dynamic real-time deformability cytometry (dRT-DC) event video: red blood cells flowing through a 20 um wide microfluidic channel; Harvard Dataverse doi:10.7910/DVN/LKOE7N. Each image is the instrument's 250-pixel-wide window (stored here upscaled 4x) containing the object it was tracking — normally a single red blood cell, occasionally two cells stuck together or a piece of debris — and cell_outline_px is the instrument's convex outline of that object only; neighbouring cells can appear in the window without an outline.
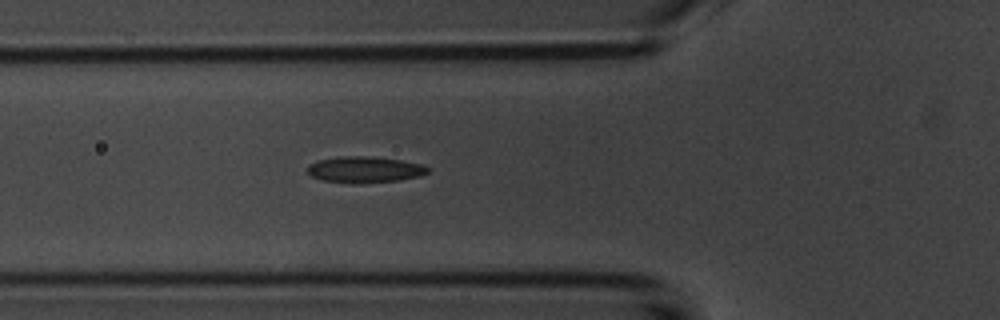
{"species": "common noctule bat (a hibernating species)", "species_latin": "Nyctalus noctula", "temperature_condition": "room temperature", "stored_images_in_passage": 40, "camera_frame_rate_fps": 3000, "um_per_image_px": 0.085, "animal": {"sex": "male", "body_mass_g": 20.1, "forearm_length_mm": 53.5}, "frame": {"image": 1, "passage_image": 5, "time_ms": 1.333, "image_size_px": [1000, 320], "cell_outline_px": [[428, 172], [420, 176], [400, 180], [360, 184], [352, 184], [324, 180], [312, 176], [308, 172], [308, 164], [316, 160], [340, 156], [364, 156], [400, 160], [424, 164], [428, 168]], "centroid_in_image_um": [30.99, 14.42], "position_along_channel_um": 94.8, "area_um2": 18.5}}
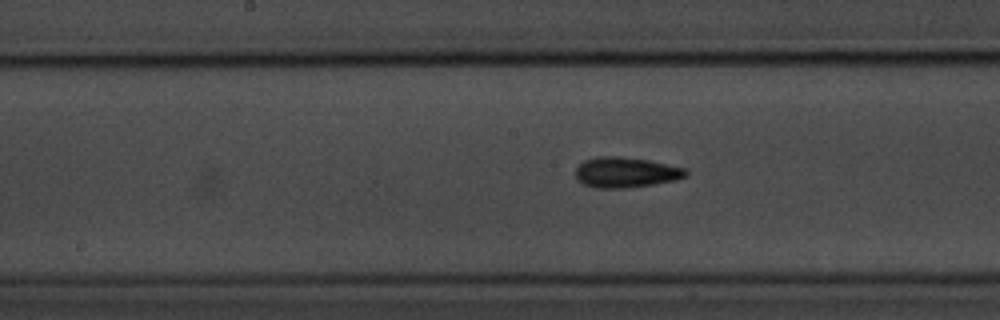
{"frame": {"image": 2, "passage_image": 13, "time_ms": 4.0, "image_size_px": [1000, 320], "cell_outline_px": [[688, 176], [676, 180], [652, 184], [624, 188], [596, 188], [584, 184], [576, 176], [576, 168], [584, 160], [600, 156], [620, 156], [648, 160], [688, 168]], "centroid_in_image_um": [53.24, 14.64], "position_along_channel_um": 195.0, "area_um2": 19.54}}
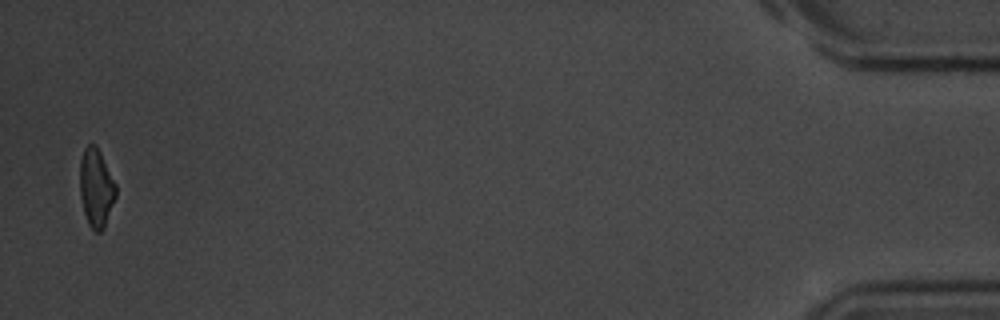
{"frame": {"image": 3, "passage_image": 39, "time_ms": 12.667, "image_size_px": [1000, 320], "cell_outline_px": [[116, 196], [104, 228], [100, 232], [96, 232], [88, 224], [84, 212], [80, 196], [80, 160], [84, 148], [88, 144], [96, 144], [116, 184]], "centroid_in_image_um": [8.17, 15.96], "position_along_channel_um": 427.0, "area_um2": 16.42}, "authors_computed_cell_mechanics": {"area_um2": 17.7735, "velocity_mm_per_s": 3.7217, "shape_relaxation_time_tau1_ms": 5.0205, "shape_relaxation_time_tau2_ms": 2.9366, "deformation_change_tau1": 0.1292, "deformation_change_tau2": 0.0932}}